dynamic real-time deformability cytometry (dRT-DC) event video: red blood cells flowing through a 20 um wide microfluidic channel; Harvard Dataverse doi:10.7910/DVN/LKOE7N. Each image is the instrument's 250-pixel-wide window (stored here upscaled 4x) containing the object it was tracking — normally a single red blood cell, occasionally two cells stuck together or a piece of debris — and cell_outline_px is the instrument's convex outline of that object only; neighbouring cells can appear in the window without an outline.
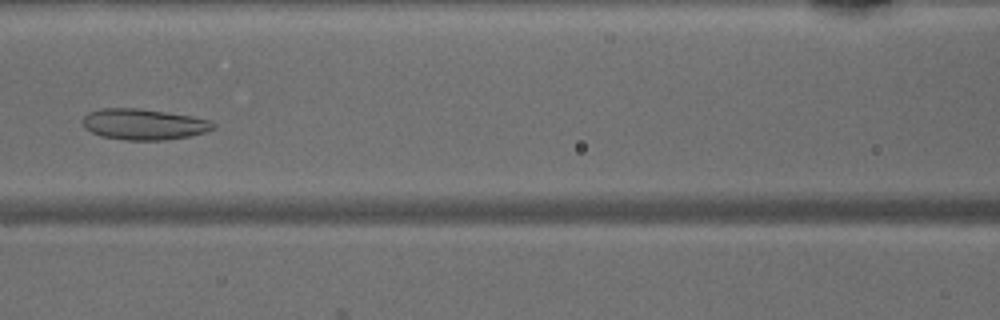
{"species": "common noctule bat (a hibernating species)", "species_latin": "Nyctalus noctula", "temperature_condition": "warm", "stored_images_in_passage": 38, "camera_frame_rate_fps": 3000, "um_per_image_px": 0.085, "animal": {"sex": "male", "body_mass_g": 15.6}, "frame": {"image": 1, "passage_image": 12, "time_ms": 3.667, "image_size_px": [1000, 320], "cell_outline_px": [[216, 128], [192, 136], [168, 140], [124, 140], [100, 136], [84, 128], [84, 116], [88, 112], [100, 108], [140, 108], [192, 116], [208, 120], [216, 124]], "centroid_in_image_um": [12.23, 10.57], "position_along_channel_um": 154.4, "area_um2": 23.7}}
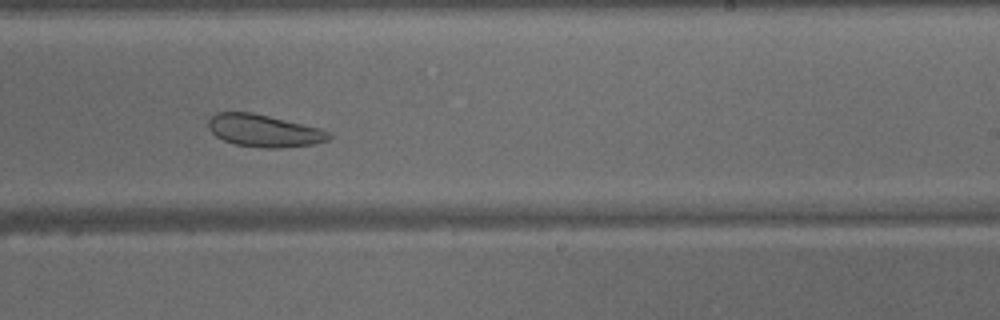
{"frame": {"image": 2, "passage_image": 20, "time_ms": 6.333, "image_size_px": [1000, 320], "cell_outline_px": [[332, 136], [328, 140], [312, 144], [280, 148], [264, 148], [236, 144], [224, 140], [216, 136], [208, 128], [208, 120], [216, 112], [252, 112], [320, 128], [332, 132]], "centroid_in_image_um": [22.45, 11.1], "position_along_channel_um": 266.6, "area_um2": 22.66}}
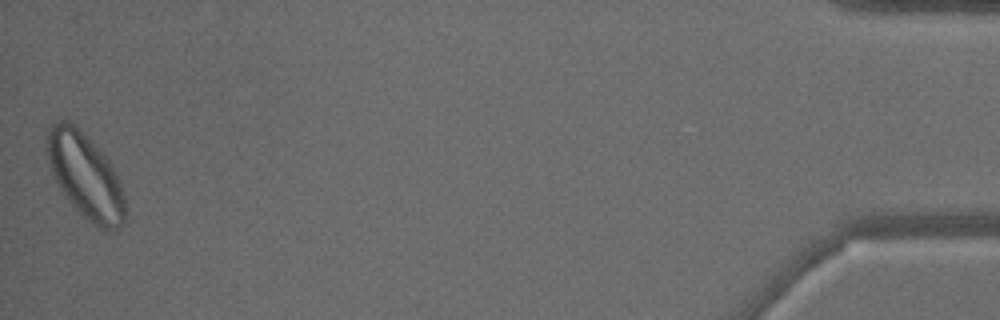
{"frame": {"image": 3, "passage_image": 38, "time_ms": 12.333, "image_size_px": [1000, 320], "cell_outline_px": [[128, 220], [120, 228], [112, 232], [104, 232], [96, 228], [68, 200], [60, 188], [52, 172], [48, 156], [48, 132], [52, 124], [60, 120], [68, 120], [112, 164], [120, 184], [124, 196], [128, 212]], "centroid_in_image_um": [7.34, 15.09], "position_along_channel_um": 427.9, "area_um2": 38.32}}